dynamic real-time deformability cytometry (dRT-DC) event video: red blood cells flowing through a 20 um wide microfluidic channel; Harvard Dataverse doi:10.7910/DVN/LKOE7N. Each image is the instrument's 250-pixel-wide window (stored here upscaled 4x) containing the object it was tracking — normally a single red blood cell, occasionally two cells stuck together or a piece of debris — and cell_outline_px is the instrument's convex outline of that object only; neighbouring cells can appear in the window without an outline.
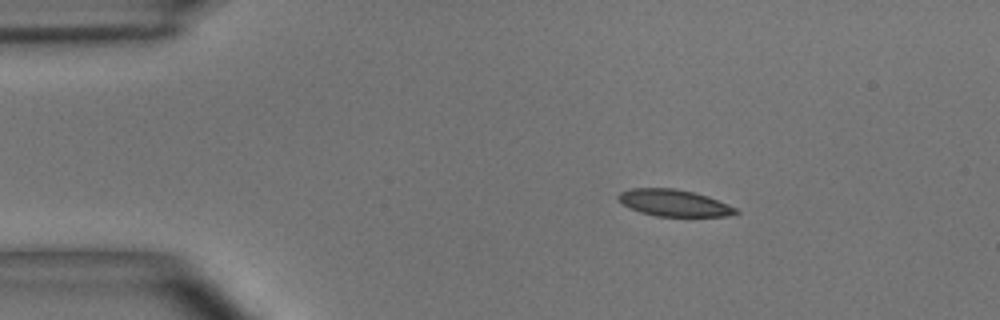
{"species": "common noctule bat (a hibernating species)", "species_latin": "Nyctalus noctula", "temperature_condition": "room temperature", "stored_images_in_passage": 44, "camera_frame_rate_fps": 3000, "um_per_image_px": 0.085, "animal": {"sex": "male", "body_mass_g": 15.6}, "frame": {"image": 1, "passage_image": 1, "time_ms": 0.0, "image_size_px": [1000, 320], "cell_outline_px": [[740, 212], [728, 216], [656, 216], [640, 212], [624, 204], [616, 196], [620, 192], [632, 188], [676, 188], [708, 196], [728, 204], [736, 208]], "centroid_in_image_um": [57.31, 17.24], "position_along_channel_um": 27.7, "area_um2": 18.15}}
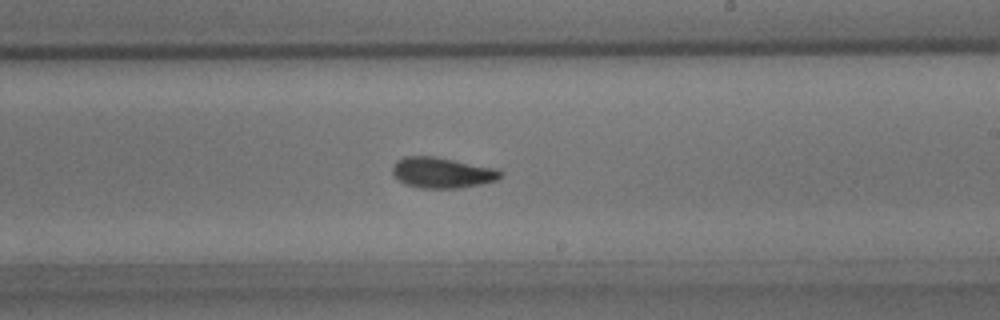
{"frame": {"image": 2, "passage_image": 24, "time_ms": 7.667, "image_size_px": [1000, 320], "cell_outline_px": [[504, 176], [496, 180], [480, 184], [460, 188], [420, 188], [404, 184], [392, 172], [392, 168], [396, 160], [404, 156], [432, 156], [500, 168], [504, 172]], "centroid_in_image_um": [37.63, 14.67], "position_along_channel_um": 251.4, "area_um2": 19.54}}
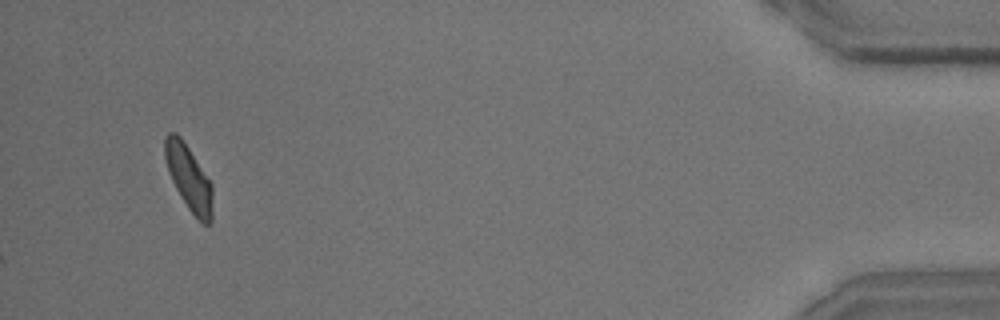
{"frame": {"image": 3, "passage_image": 44, "time_ms": 14.333, "image_size_px": [1000, 320], "cell_outline_px": [[212, 220], [208, 224], [204, 224], [188, 208], [176, 188], [168, 172], [164, 156], [164, 136], [168, 132], [176, 132], [180, 136], [212, 184]], "centroid_in_image_um": [16.02, 15.08], "position_along_channel_um": 419.2, "area_um2": 17.8}, "authors_computed_cell_mechanics": {"area_um2": 18.8717, "velocity_mm_per_s": 3.6406, "shape_relaxation_time_tau1_ms": 5.0637, "shape_relaxation_time_tau2_ms": 2.5128, "deformation_change_tau1": 0.1587, "deformation_change_tau2": 0.0926}}